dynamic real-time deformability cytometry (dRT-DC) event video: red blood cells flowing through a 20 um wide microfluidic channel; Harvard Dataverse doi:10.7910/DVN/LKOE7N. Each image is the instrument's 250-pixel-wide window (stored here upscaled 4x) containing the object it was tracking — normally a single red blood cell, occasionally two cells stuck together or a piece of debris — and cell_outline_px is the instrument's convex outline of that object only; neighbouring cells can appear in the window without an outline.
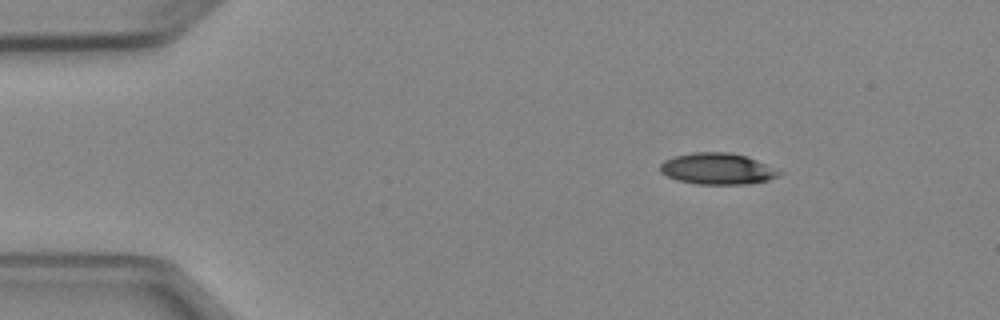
{"species": "Egyptian fruit bat (a non-hibernating species)", "species_latin": "Rousettus aegyptiacus", "temperature_condition": "cold", "stored_images_in_passage": 3, "camera_frame_rate_fps": 3000, "um_per_image_px": 0.085, "animal": {"sex": "female"}, "frame": {"image": 1, "passage_image": 1, "time_ms": 0.0, "image_size_px": [1000, 320], "cell_outline_px": [[784, 172], [780, 176], [768, 180], [744, 184], [696, 184], [676, 180], [660, 172], [660, 164], [664, 160], [676, 156], [696, 152], [728, 152], [748, 156]], "centroid_in_image_um": [61.0, 14.35], "position_along_channel_um": 24.0, "area_um2": 21.79}}
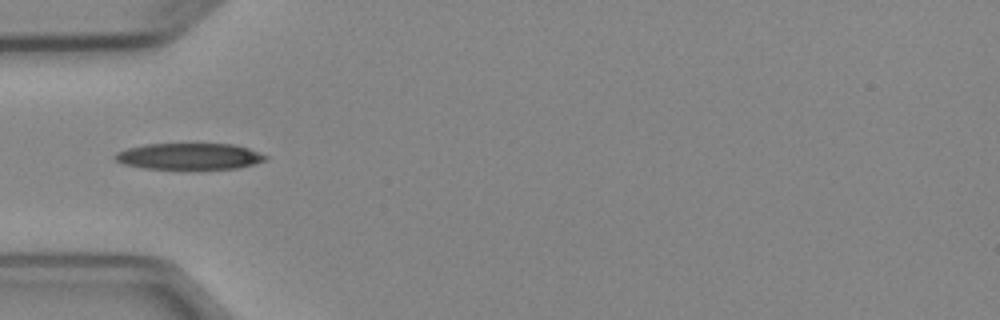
{"frame": {"image": 2, "passage_image": 3, "time_ms": 3.0, "image_size_px": [1000, 320], "cell_outline_px": [[268, 160], [236, 168], [140, 168], [124, 164], [116, 160], [112, 156], [116, 152], [128, 148], [144, 144], [232, 144], [248, 148], [268, 156]], "centroid_in_image_um": [16.06, 13.28], "position_along_channel_um": 68.9, "area_um2": 22.83}}